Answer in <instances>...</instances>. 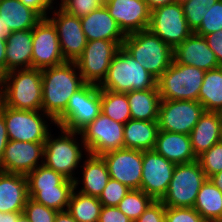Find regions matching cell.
Masks as SVG:
<instances>
[{
  "mask_svg": "<svg viewBox=\"0 0 222 222\" xmlns=\"http://www.w3.org/2000/svg\"><path fill=\"white\" fill-rule=\"evenodd\" d=\"M158 132L157 121L130 119L124 125V148L140 151L153 150Z\"/></svg>",
  "mask_w": 222,
  "mask_h": 222,
  "instance_id": "cell-28",
  "label": "cell"
},
{
  "mask_svg": "<svg viewBox=\"0 0 222 222\" xmlns=\"http://www.w3.org/2000/svg\"><path fill=\"white\" fill-rule=\"evenodd\" d=\"M42 158V160L39 161ZM44 162V142L9 140L0 163V171L27 175Z\"/></svg>",
  "mask_w": 222,
  "mask_h": 222,
  "instance_id": "cell-18",
  "label": "cell"
},
{
  "mask_svg": "<svg viewBox=\"0 0 222 222\" xmlns=\"http://www.w3.org/2000/svg\"><path fill=\"white\" fill-rule=\"evenodd\" d=\"M205 73L197 67L178 64L173 59L157 80L161 100L198 101Z\"/></svg>",
  "mask_w": 222,
  "mask_h": 222,
  "instance_id": "cell-6",
  "label": "cell"
},
{
  "mask_svg": "<svg viewBox=\"0 0 222 222\" xmlns=\"http://www.w3.org/2000/svg\"><path fill=\"white\" fill-rule=\"evenodd\" d=\"M57 212L36 202L31 197L28 198L23 209V213L31 222H54Z\"/></svg>",
  "mask_w": 222,
  "mask_h": 222,
  "instance_id": "cell-42",
  "label": "cell"
},
{
  "mask_svg": "<svg viewBox=\"0 0 222 222\" xmlns=\"http://www.w3.org/2000/svg\"><path fill=\"white\" fill-rule=\"evenodd\" d=\"M189 0H174V3H177L179 5H183L184 3L188 2Z\"/></svg>",
  "mask_w": 222,
  "mask_h": 222,
  "instance_id": "cell-57",
  "label": "cell"
},
{
  "mask_svg": "<svg viewBox=\"0 0 222 222\" xmlns=\"http://www.w3.org/2000/svg\"><path fill=\"white\" fill-rule=\"evenodd\" d=\"M6 40L0 38V73L6 74Z\"/></svg>",
  "mask_w": 222,
  "mask_h": 222,
  "instance_id": "cell-49",
  "label": "cell"
},
{
  "mask_svg": "<svg viewBox=\"0 0 222 222\" xmlns=\"http://www.w3.org/2000/svg\"><path fill=\"white\" fill-rule=\"evenodd\" d=\"M206 179L197 160L176 164L168 190L160 201L166 207H193Z\"/></svg>",
  "mask_w": 222,
  "mask_h": 222,
  "instance_id": "cell-8",
  "label": "cell"
},
{
  "mask_svg": "<svg viewBox=\"0 0 222 222\" xmlns=\"http://www.w3.org/2000/svg\"><path fill=\"white\" fill-rule=\"evenodd\" d=\"M173 58L178 64L194 66L204 71L220 67L205 37L194 32L173 50Z\"/></svg>",
  "mask_w": 222,
  "mask_h": 222,
  "instance_id": "cell-20",
  "label": "cell"
},
{
  "mask_svg": "<svg viewBox=\"0 0 222 222\" xmlns=\"http://www.w3.org/2000/svg\"><path fill=\"white\" fill-rule=\"evenodd\" d=\"M101 113V89L85 83L69 99L66 110L55 120V126L80 132Z\"/></svg>",
  "mask_w": 222,
  "mask_h": 222,
  "instance_id": "cell-7",
  "label": "cell"
},
{
  "mask_svg": "<svg viewBox=\"0 0 222 222\" xmlns=\"http://www.w3.org/2000/svg\"><path fill=\"white\" fill-rule=\"evenodd\" d=\"M59 5L65 12L76 16L83 17L89 15L92 11L104 5V0H60Z\"/></svg>",
  "mask_w": 222,
  "mask_h": 222,
  "instance_id": "cell-40",
  "label": "cell"
},
{
  "mask_svg": "<svg viewBox=\"0 0 222 222\" xmlns=\"http://www.w3.org/2000/svg\"><path fill=\"white\" fill-rule=\"evenodd\" d=\"M209 179L222 192V171L212 175Z\"/></svg>",
  "mask_w": 222,
  "mask_h": 222,
  "instance_id": "cell-53",
  "label": "cell"
},
{
  "mask_svg": "<svg viewBox=\"0 0 222 222\" xmlns=\"http://www.w3.org/2000/svg\"><path fill=\"white\" fill-rule=\"evenodd\" d=\"M80 20L87 41L102 39L114 41L120 47L123 45L126 35L109 14L105 5L92 11L89 15L80 17Z\"/></svg>",
  "mask_w": 222,
  "mask_h": 222,
  "instance_id": "cell-21",
  "label": "cell"
},
{
  "mask_svg": "<svg viewBox=\"0 0 222 222\" xmlns=\"http://www.w3.org/2000/svg\"><path fill=\"white\" fill-rule=\"evenodd\" d=\"M131 111V119L157 121L161 98L156 85L147 90L126 92Z\"/></svg>",
  "mask_w": 222,
  "mask_h": 222,
  "instance_id": "cell-29",
  "label": "cell"
},
{
  "mask_svg": "<svg viewBox=\"0 0 222 222\" xmlns=\"http://www.w3.org/2000/svg\"><path fill=\"white\" fill-rule=\"evenodd\" d=\"M33 29L13 31L6 39V73L32 68Z\"/></svg>",
  "mask_w": 222,
  "mask_h": 222,
  "instance_id": "cell-25",
  "label": "cell"
},
{
  "mask_svg": "<svg viewBox=\"0 0 222 222\" xmlns=\"http://www.w3.org/2000/svg\"><path fill=\"white\" fill-rule=\"evenodd\" d=\"M142 162L140 190L154 200H161L168 190L176 164L158 154L154 149L142 151Z\"/></svg>",
  "mask_w": 222,
  "mask_h": 222,
  "instance_id": "cell-15",
  "label": "cell"
},
{
  "mask_svg": "<svg viewBox=\"0 0 222 222\" xmlns=\"http://www.w3.org/2000/svg\"><path fill=\"white\" fill-rule=\"evenodd\" d=\"M154 150L174 164L197 160L188 134L159 130Z\"/></svg>",
  "mask_w": 222,
  "mask_h": 222,
  "instance_id": "cell-23",
  "label": "cell"
},
{
  "mask_svg": "<svg viewBox=\"0 0 222 222\" xmlns=\"http://www.w3.org/2000/svg\"><path fill=\"white\" fill-rule=\"evenodd\" d=\"M25 6L36 10L43 18H47L48 11L54 8V0H20Z\"/></svg>",
  "mask_w": 222,
  "mask_h": 222,
  "instance_id": "cell-47",
  "label": "cell"
},
{
  "mask_svg": "<svg viewBox=\"0 0 222 222\" xmlns=\"http://www.w3.org/2000/svg\"><path fill=\"white\" fill-rule=\"evenodd\" d=\"M122 47L156 80L173 62V49L149 29L127 34Z\"/></svg>",
  "mask_w": 222,
  "mask_h": 222,
  "instance_id": "cell-5",
  "label": "cell"
},
{
  "mask_svg": "<svg viewBox=\"0 0 222 222\" xmlns=\"http://www.w3.org/2000/svg\"><path fill=\"white\" fill-rule=\"evenodd\" d=\"M150 11L174 3V0H145Z\"/></svg>",
  "mask_w": 222,
  "mask_h": 222,
  "instance_id": "cell-51",
  "label": "cell"
},
{
  "mask_svg": "<svg viewBox=\"0 0 222 222\" xmlns=\"http://www.w3.org/2000/svg\"><path fill=\"white\" fill-rule=\"evenodd\" d=\"M28 188H48L59 186L66 178L44 164L26 175Z\"/></svg>",
  "mask_w": 222,
  "mask_h": 222,
  "instance_id": "cell-36",
  "label": "cell"
},
{
  "mask_svg": "<svg viewBox=\"0 0 222 222\" xmlns=\"http://www.w3.org/2000/svg\"><path fill=\"white\" fill-rule=\"evenodd\" d=\"M156 85L157 80L121 46L99 88L126 93L151 89Z\"/></svg>",
  "mask_w": 222,
  "mask_h": 222,
  "instance_id": "cell-4",
  "label": "cell"
},
{
  "mask_svg": "<svg viewBox=\"0 0 222 222\" xmlns=\"http://www.w3.org/2000/svg\"><path fill=\"white\" fill-rule=\"evenodd\" d=\"M203 113L199 101L161 100L157 120L159 130L189 135Z\"/></svg>",
  "mask_w": 222,
  "mask_h": 222,
  "instance_id": "cell-13",
  "label": "cell"
},
{
  "mask_svg": "<svg viewBox=\"0 0 222 222\" xmlns=\"http://www.w3.org/2000/svg\"><path fill=\"white\" fill-rule=\"evenodd\" d=\"M202 222H222V219H214V218H211V219H203Z\"/></svg>",
  "mask_w": 222,
  "mask_h": 222,
  "instance_id": "cell-56",
  "label": "cell"
},
{
  "mask_svg": "<svg viewBox=\"0 0 222 222\" xmlns=\"http://www.w3.org/2000/svg\"><path fill=\"white\" fill-rule=\"evenodd\" d=\"M0 222H10V212H0Z\"/></svg>",
  "mask_w": 222,
  "mask_h": 222,
  "instance_id": "cell-54",
  "label": "cell"
},
{
  "mask_svg": "<svg viewBox=\"0 0 222 222\" xmlns=\"http://www.w3.org/2000/svg\"><path fill=\"white\" fill-rule=\"evenodd\" d=\"M58 128H60L61 136L54 137L53 139L51 132H49L47 139L44 142L43 164L46 167L59 172L66 179L75 182V189L78 190L77 186H79L78 184H80L79 181L81 180H77L79 178L74 176V172L77 167H81L78 165H80L79 162H81L83 158L82 150H84L85 153L87 150L83 140H81L80 144V140L77 141L75 138L77 135H81L80 132L70 131L62 127Z\"/></svg>",
  "mask_w": 222,
  "mask_h": 222,
  "instance_id": "cell-3",
  "label": "cell"
},
{
  "mask_svg": "<svg viewBox=\"0 0 222 222\" xmlns=\"http://www.w3.org/2000/svg\"><path fill=\"white\" fill-rule=\"evenodd\" d=\"M218 113H219L220 119L222 121V108L218 111Z\"/></svg>",
  "mask_w": 222,
  "mask_h": 222,
  "instance_id": "cell-60",
  "label": "cell"
},
{
  "mask_svg": "<svg viewBox=\"0 0 222 222\" xmlns=\"http://www.w3.org/2000/svg\"><path fill=\"white\" fill-rule=\"evenodd\" d=\"M98 222H133L117 206H103Z\"/></svg>",
  "mask_w": 222,
  "mask_h": 222,
  "instance_id": "cell-45",
  "label": "cell"
},
{
  "mask_svg": "<svg viewBox=\"0 0 222 222\" xmlns=\"http://www.w3.org/2000/svg\"><path fill=\"white\" fill-rule=\"evenodd\" d=\"M166 206L160 200H154L134 222H165Z\"/></svg>",
  "mask_w": 222,
  "mask_h": 222,
  "instance_id": "cell-44",
  "label": "cell"
},
{
  "mask_svg": "<svg viewBox=\"0 0 222 222\" xmlns=\"http://www.w3.org/2000/svg\"><path fill=\"white\" fill-rule=\"evenodd\" d=\"M220 142L222 143V123H221V128H220Z\"/></svg>",
  "mask_w": 222,
  "mask_h": 222,
  "instance_id": "cell-58",
  "label": "cell"
},
{
  "mask_svg": "<svg viewBox=\"0 0 222 222\" xmlns=\"http://www.w3.org/2000/svg\"><path fill=\"white\" fill-rule=\"evenodd\" d=\"M74 189L75 182L65 179L59 186L28 188V193L29 197L33 200L48 208L56 211H65L68 208L70 197Z\"/></svg>",
  "mask_w": 222,
  "mask_h": 222,
  "instance_id": "cell-30",
  "label": "cell"
},
{
  "mask_svg": "<svg viewBox=\"0 0 222 222\" xmlns=\"http://www.w3.org/2000/svg\"><path fill=\"white\" fill-rule=\"evenodd\" d=\"M218 0H189L182 5L190 29L195 32L201 25L203 16Z\"/></svg>",
  "mask_w": 222,
  "mask_h": 222,
  "instance_id": "cell-37",
  "label": "cell"
},
{
  "mask_svg": "<svg viewBox=\"0 0 222 222\" xmlns=\"http://www.w3.org/2000/svg\"><path fill=\"white\" fill-rule=\"evenodd\" d=\"M148 29L173 50L193 33L187 24L182 5L177 3L152 10Z\"/></svg>",
  "mask_w": 222,
  "mask_h": 222,
  "instance_id": "cell-11",
  "label": "cell"
},
{
  "mask_svg": "<svg viewBox=\"0 0 222 222\" xmlns=\"http://www.w3.org/2000/svg\"><path fill=\"white\" fill-rule=\"evenodd\" d=\"M129 191L130 188L110 178L98 199L102 206H117Z\"/></svg>",
  "mask_w": 222,
  "mask_h": 222,
  "instance_id": "cell-41",
  "label": "cell"
},
{
  "mask_svg": "<svg viewBox=\"0 0 222 222\" xmlns=\"http://www.w3.org/2000/svg\"><path fill=\"white\" fill-rule=\"evenodd\" d=\"M51 12H54L53 17L47 16V18L56 27L63 58L65 61L75 62L82 55L87 43L81 20L60 7Z\"/></svg>",
  "mask_w": 222,
  "mask_h": 222,
  "instance_id": "cell-16",
  "label": "cell"
},
{
  "mask_svg": "<svg viewBox=\"0 0 222 222\" xmlns=\"http://www.w3.org/2000/svg\"><path fill=\"white\" fill-rule=\"evenodd\" d=\"M203 217L193 207H166L165 222H202Z\"/></svg>",
  "mask_w": 222,
  "mask_h": 222,
  "instance_id": "cell-43",
  "label": "cell"
},
{
  "mask_svg": "<svg viewBox=\"0 0 222 222\" xmlns=\"http://www.w3.org/2000/svg\"><path fill=\"white\" fill-rule=\"evenodd\" d=\"M221 119L218 112H208L200 116L197 124L189 134L192 149L196 157L220 142Z\"/></svg>",
  "mask_w": 222,
  "mask_h": 222,
  "instance_id": "cell-26",
  "label": "cell"
},
{
  "mask_svg": "<svg viewBox=\"0 0 222 222\" xmlns=\"http://www.w3.org/2000/svg\"><path fill=\"white\" fill-rule=\"evenodd\" d=\"M54 222H78L73 216L67 211H58Z\"/></svg>",
  "mask_w": 222,
  "mask_h": 222,
  "instance_id": "cell-50",
  "label": "cell"
},
{
  "mask_svg": "<svg viewBox=\"0 0 222 222\" xmlns=\"http://www.w3.org/2000/svg\"><path fill=\"white\" fill-rule=\"evenodd\" d=\"M209 48L214 52L219 66H222V30L204 36Z\"/></svg>",
  "mask_w": 222,
  "mask_h": 222,
  "instance_id": "cell-46",
  "label": "cell"
},
{
  "mask_svg": "<svg viewBox=\"0 0 222 222\" xmlns=\"http://www.w3.org/2000/svg\"><path fill=\"white\" fill-rule=\"evenodd\" d=\"M2 78H3V75L0 73V91H1V86H2Z\"/></svg>",
  "mask_w": 222,
  "mask_h": 222,
  "instance_id": "cell-59",
  "label": "cell"
},
{
  "mask_svg": "<svg viewBox=\"0 0 222 222\" xmlns=\"http://www.w3.org/2000/svg\"><path fill=\"white\" fill-rule=\"evenodd\" d=\"M110 178L130 189H140L142 179V151L120 148L102 155Z\"/></svg>",
  "mask_w": 222,
  "mask_h": 222,
  "instance_id": "cell-17",
  "label": "cell"
},
{
  "mask_svg": "<svg viewBox=\"0 0 222 222\" xmlns=\"http://www.w3.org/2000/svg\"><path fill=\"white\" fill-rule=\"evenodd\" d=\"M101 112L116 122L126 124L131 119L126 93L101 89Z\"/></svg>",
  "mask_w": 222,
  "mask_h": 222,
  "instance_id": "cell-34",
  "label": "cell"
},
{
  "mask_svg": "<svg viewBox=\"0 0 222 222\" xmlns=\"http://www.w3.org/2000/svg\"><path fill=\"white\" fill-rule=\"evenodd\" d=\"M222 30V0L213 4L203 16L200 27L194 32L205 36Z\"/></svg>",
  "mask_w": 222,
  "mask_h": 222,
  "instance_id": "cell-39",
  "label": "cell"
},
{
  "mask_svg": "<svg viewBox=\"0 0 222 222\" xmlns=\"http://www.w3.org/2000/svg\"><path fill=\"white\" fill-rule=\"evenodd\" d=\"M0 16L7 36L13 31L33 29L43 18L36 10L25 6L20 0H0Z\"/></svg>",
  "mask_w": 222,
  "mask_h": 222,
  "instance_id": "cell-24",
  "label": "cell"
},
{
  "mask_svg": "<svg viewBox=\"0 0 222 222\" xmlns=\"http://www.w3.org/2000/svg\"><path fill=\"white\" fill-rule=\"evenodd\" d=\"M153 201L154 199L143 190L130 189L117 205V208L134 222Z\"/></svg>",
  "mask_w": 222,
  "mask_h": 222,
  "instance_id": "cell-35",
  "label": "cell"
},
{
  "mask_svg": "<svg viewBox=\"0 0 222 222\" xmlns=\"http://www.w3.org/2000/svg\"><path fill=\"white\" fill-rule=\"evenodd\" d=\"M197 161L209 179L222 171V143L218 142L197 157Z\"/></svg>",
  "mask_w": 222,
  "mask_h": 222,
  "instance_id": "cell-38",
  "label": "cell"
},
{
  "mask_svg": "<svg viewBox=\"0 0 222 222\" xmlns=\"http://www.w3.org/2000/svg\"><path fill=\"white\" fill-rule=\"evenodd\" d=\"M0 101L13 109L42 110L41 70L15 69L3 75Z\"/></svg>",
  "mask_w": 222,
  "mask_h": 222,
  "instance_id": "cell-2",
  "label": "cell"
},
{
  "mask_svg": "<svg viewBox=\"0 0 222 222\" xmlns=\"http://www.w3.org/2000/svg\"><path fill=\"white\" fill-rule=\"evenodd\" d=\"M104 5L125 35L149 28L151 11L145 0H104Z\"/></svg>",
  "mask_w": 222,
  "mask_h": 222,
  "instance_id": "cell-19",
  "label": "cell"
},
{
  "mask_svg": "<svg viewBox=\"0 0 222 222\" xmlns=\"http://www.w3.org/2000/svg\"><path fill=\"white\" fill-rule=\"evenodd\" d=\"M9 142L4 116L0 113V163L4 155V150Z\"/></svg>",
  "mask_w": 222,
  "mask_h": 222,
  "instance_id": "cell-48",
  "label": "cell"
},
{
  "mask_svg": "<svg viewBox=\"0 0 222 222\" xmlns=\"http://www.w3.org/2000/svg\"><path fill=\"white\" fill-rule=\"evenodd\" d=\"M10 222H31L23 212H10Z\"/></svg>",
  "mask_w": 222,
  "mask_h": 222,
  "instance_id": "cell-52",
  "label": "cell"
},
{
  "mask_svg": "<svg viewBox=\"0 0 222 222\" xmlns=\"http://www.w3.org/2000/svg\"><path fill=\"white\" fill-rule=\"evenodd\" d=\"M3 29H4V22L2 21V18L0 16V38L6 40L8 38V36L6 35V33Z\"/></svg>",
  "mask_w": 222,
  "mask_h": 222,
  "instance_id": "cell-55",
  "label": "cell"
},
{
  "mask_svg": "<svg viewBox=\"0 0 222 222\" xmlns=\"http://www.w3.org/2000/svg\"><path fill=\"white\" fill-rule=\"evenodd\" d=\"M124 125L101 112L80 131L87 153L102 156L107 152L123 148Z\"/></svg>",
  "mask_w": 222,
  "mask_h": 222,
  "instance_id": "cell-10",
  "label": "cell"
},
{
  "mask_svg": "<svg viewBox=\"0 0 222 222\" xmlns=\"http://www.w3.org/2000/svg\"><path fill=\"white\" fill-rule=\"evenodd\" d=\"M76 62H68L41 70L42 111L54 121L66 110L70 97L85 82Z\"/></svg>",
  "mask_w": 222,
  "mask_h": 222,
  "instance_id": "cell-1",
  "label": "cell"
},
{
  "mask_svg": "<svg viewBox=\"0 0 222 222\" xmlns=\"http://www.w3.org/2000/svg\"><path fill=\"white\" fill-rule=\"evenodd\" d=\"M193 208L203 219H222V192L210 179L201 186Z\"/></svg>",
  "mask_w": 222,
  "mask_h": 222,
  "instance_id": "cell-32",
  "label": "cell"
},
{
  "mask_svg": "<svg viewBox=\"0 0 222 222\" xmlns=\"http://www.w3.org/2000/svg\"><path fill=\"white\" fill-rule=\"evenodd\" d=\"M43 111L18 110L5 106L0 101V113L4 116L9 140L22 142H45L50 130ZM46 117V118H45Z\"/></svg>",
  "mask_w": 222,
  "mask_h": 222,
  "instance_id": "cell-9",
  "label": "cell"
},
{
  "mask_svg": "<svg viewBox=\"0 0 222 222\" xmlns=\"http://www.w3.org/2000/svg\"><path fill=\"white\" fill-rule=\"evenodd\" d=\"M198 101L204 111L218 112L222 108V66L206 71Z\"/></svg>",
  "mask_w": 222,
  "mask_h": 222,
  "instance_id": "cell-31",
  "label": "cell"
},
{
  "mask_svg": "<svg viewBox=\"0 0 222 222\" xmlns=\"http://www.w3.org/2000/svg\"><path fill=\"white\" fill-rule=\"evenodd\" d=\"M102 207L98 197L84 195L74 189L67 211L78 222H98Z\"/></svg>",
  "mask_w": 222,
  "mask_h": 222,
  "instance_id": "cell-33",
  "label": "cell"
},
{
  "mask_svg": "<svg viewBox=\"0 0 222 222\" xmlns=\"http://www.w3.org/2000/svg\"><path fill=\"white\" fill-rule=\"evenodd\" d=\"M28 198L26 175L0 171V212H23Z\"/></svg>",
  "mask_w": 222,
  "mask_h": 222,
  "instance_id": "cell-22",
  "label": "cell"
},
{
  "mask_svg": "<svg viewBox=\"0 0 222 222\" xmlns=\"http://www.w3.org/2000/svg\"><path fill=\"white\" fill-rule=\"evenodd\" d=\"M120 46L114 41H87L82 55L75 61L85 83L100 85Z\"/></svg>",
  "mask_w": 222,
  "mask_h": 222,
  "instance_id": "cell-12",
  "label": "cell"
},
{
  "mask_svg": "<svg viewBox=\"0 0 222 222\" xmlns=\"http://www.w3.org/2000/svg\"><path fill=\"white\" fill-rule=\"evenodd\" d=\"M56 27L42 18L33 28L32 68L43 70L65 63Z\"/></svg>",
  "mask_w": 222,
  "mask_h": 222,
  "instance_id": "cell-14",
  "label": "cell"
},
{
  "mask_svg": "<svg viewBox=\"0 0 222 222\" xmlns=\"http://www.w3.org/2000/svg\"><path fill=\"white\" fill-rule=\"evenodd\" d=\"M86 154L87 159L81 165V168L83 167L82 188L78 192L99 197L110 179L108 168L102 156Z\"/></svg>",
  "mask_w": 222,
  "mask_h": 222,
  "instance_id": "cell-27",
  "label": "cell"
}]
</instances>
